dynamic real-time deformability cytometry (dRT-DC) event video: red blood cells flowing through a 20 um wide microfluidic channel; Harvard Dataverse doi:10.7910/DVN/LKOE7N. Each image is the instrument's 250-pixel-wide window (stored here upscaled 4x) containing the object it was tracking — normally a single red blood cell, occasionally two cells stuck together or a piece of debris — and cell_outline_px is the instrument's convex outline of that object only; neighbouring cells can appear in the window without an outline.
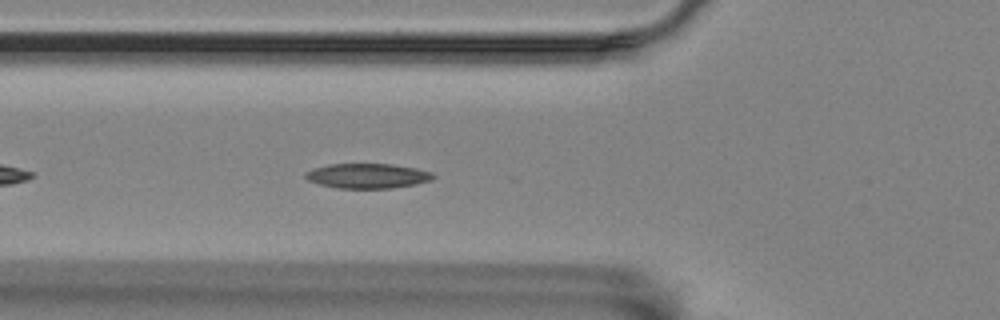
{"species": "Egyptian fruit bat (a non-hibernating species)", "species_latin": "Rousettus aegyptiacus", "temperature_condition": "room temperature", "stored_images_in_passage": 15, "camera_frame_rate_fps": 3000, "um_per_image_px": 0.085, "animal": {"sex": "female"}, "frame": {"image": 1, "passage_image": 7, "time_ms": 2.0, "image_size_px": [1000, 320], "cell_outline_px": [[436, 176], [432, 180], [416, 184], [392, 188], [336, 188], [320, 184], [308, 180], [304, 176], [304, 172], [312, 168], [328, 164], [392, 164], [416, 168], [432, 172]], "centroid_in_image_um": [31.23, 14.94], "position_along_channel_um": 94.6, "area_um2": 18.61}}
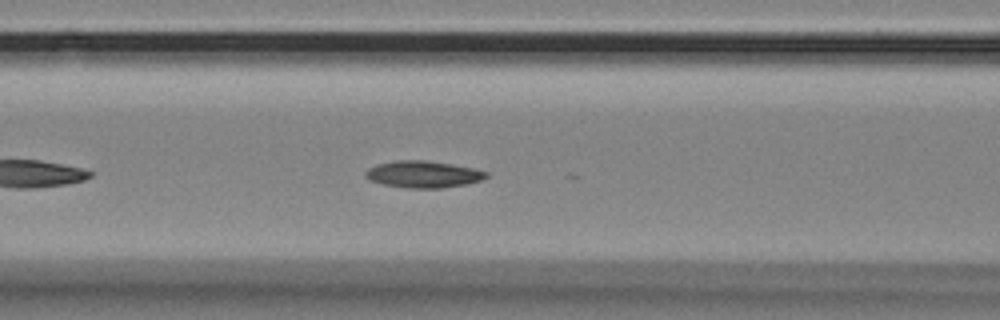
{"frame": {"image": 2, "passage_image": 10, "time_ms": 3.0, "image_size_px": [1000, 320], "cell_outline_px": [[488, 176], [484, 180], [468, 184], [444, 188], [408, 188], [384, 184], [368, 180], [364, 176], [364, 172], [368, 168], [376, 164], [396, 160], [424, 160], [472, 168], [488, 172]], "centroid_in_image_um": [35.96, 14.82], "position_along_channel_um": 130.6, "area_um2": 18.96}}
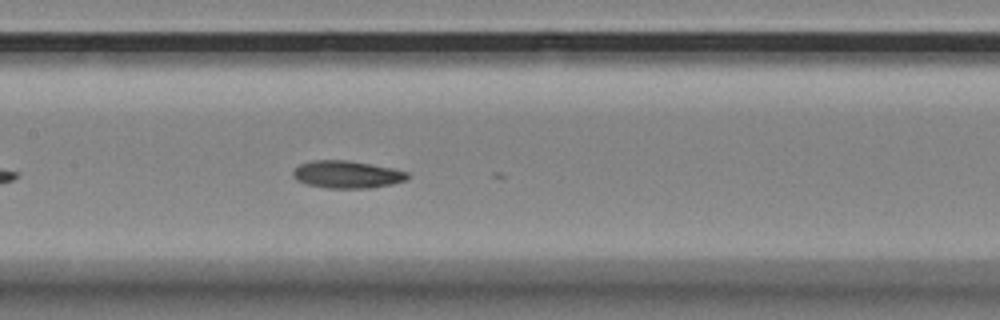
{"frame": {"image": 3, "passage_image": 14, "time_ms": 4.333, "image_size_px": [1000, 320], "cell_outline_px": [[412, 176], [408, 180], [392, 184], [372, 188], [324, 188], [308, 184], [296, 180], [292, 176], [292, 172], [300, 164], [312, 160], [348, 160], [392, 168], [408, 172]], "centroid_in_image_um": [29.53, 14.83], "position_along_channel_um": 177.9, "area_um2": 18.5}}